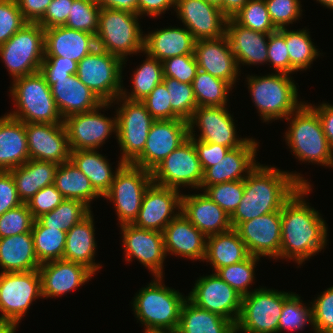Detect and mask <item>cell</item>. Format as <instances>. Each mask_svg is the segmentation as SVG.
<instances>
[{"label":"cell","mask_w":333,"mask_h":333,"mask_svg":"<svg viewBox=\"0 0 333 333\" xmlns=\"http://www.w3.org/2000/svg\"><path fill=\"white\" fill-rule=\"evenodd\" d=\"M312 191L300 186L281 209L280 259H294L298 265L321 251L327 244V225L304 197Z\"/></svg>","instance_id":"obj_1"},{"label":"cell","mask_w":333,"mask_h":333,"mask_svg":"<svg viewBox=\"0 0 333 333\" xmlns=\"http://www.w3.org/2000/svg\"><path fill=\"white\" fill-rule=\"evenodd\" d=\"M300 175L258 163L244 180L243 197L230 216L232 228L264 214L281 211L300 186H310V182Z\"/></svg>","instance_id":"obj_2"},{"label":"cell","mask_w":333,"mask_h":333,"mask_svg":"<svg viewBox=\"0 0 333 333\" xmlns=\"http://www.w3.org/2000/svg\"><path fill=\"white\" fill-rule=\"evenodd\" d=\"M285 120L290 121L285 141L299 161L333 167V149L323 132L318 113L309 104L304 102Z\"/></svg>","instance_id":"obj_3"},{"label":"cell","mask_w":333,"mask_h":333,"mask_svg":"<svg viewBox=\"0 0 333 333\" xmlns=\"http://www.w3.org/2000/svg\"><path fill=\"white\" fill-rule=\"evenodd\" d=\"M148 286L139 290L133 301V311L144 330L176 331L180 312L187 296L163 284L162 276H155Z\"/></svg>","instance_id":"obj_4"},{"label":"cell","mask_w":333,"mask_h":333,"mask_svg":"<svg viewBox=\"0 0 333 333\" xmlns=\"http://www.w3.org/2000/svg\"><path fill=\"white\" fill-rule=\"evenodd\" d=\"M248 76V89L263 122L286 119L303 104L298 101V89L288 74Z\"/></svg>","instance_id":"obj_5"},{"label":"cell","mask_w":333,"mask_h":333,"mask_svg":"<svg viewBox=\"0 0 333 333\" xmlns=\"http://www.w3.org/2000/svg\"><path fill=\"white\" fill-rule=\"evenodd\" d=\"M10 94L16 105L8 115L24 123H63L45 77L39 72L15 78Z\"/></svg>","instance_id":"obj_6"},{"label":"cell","mask_w":333,"mask_h":333,"mask_svg":"<svg viewBox=\"0 0 333 333\" xmlns=\"http://www.w3.org/2000/svg\"><path fill=\"white\" fill-rule=\"evenodd\" d=\"M138 14L101 8L98 16L96 44L99 49L123 60L131 54L144 50V34L139 25Z\"/></svg>","instance_id":"obj_7"},{"label":"cell","mask_w":333,"mask_h":333,"mask_svg":"<svg viewBox=\"0 0 333 333\" xmlns=\"http://www.w3.org/2000/svg\"><path fill=\"white\" fill-rule=\"evenodd\" d=\"M0 57L13 80L39 72L44 60V28L27 22L0 45Z\"/></svg>","instance_id":"obj_8"},{"label":"cell","mask_w":333,"mask_h":333,"mask_svg":"<svg viewBox=\"0 0 333 333\" xmlns=\"http://www.w3.org/2000/svg\"><path fill=\"white\" fill-rule=\"evenodd\" d=\"M123 60L98 47L82 58L76 75L104 103H113L121 95Z\"/></svg>","instance_id":"obj_9"},{"label":"cell","mask_w":333,"mask_h":333,"mask_svg":"<svg viewBox=\"0 0 333 333\" xmlns=\"http://www.w3.org/2000/svg\"><path fill=\"white\" fill-rule=\"evenodd\" d=\"M291 294L259 287L243 296L236 333H278L283 303Z\"/></svg>","instance_id":"obj_10"},{"label":"cell","mask_w":333,"mask_h":333,"mask_svg":"<svg viewBox=\"0 0 333 333\" xmlns=\"http://www.w3.org/2000/svg\"><path fill=\"white\" fill-rule=\"evenodd\" d=\"M122 102L116 110L117 133L121 160L124 164H132L143 152L149 130L155 119L150 115L142 101H132L119 96Z\"/></svg>","instance_id":"obj_11"},{"label":"cell","mask_w":333,"mask_h":333,"mask_svg":"<svg viewBox=\"0 0 333 333\" xmlns=\"http://www.w3.org/2000/svg\"><path fill=\"white\" fill-rule=\"evenodd\" d=\"M152 182L151 171L132 164H124L117 171L103 197L114 203L120 225L132 224L137 218L144 193Z\"/></svg>","instance_id":"obj_12"},{"label":"cell","mask_w":333,"mask_h":333,"mask_svg":"<svg viewBox=\"0 0 333 333\" xmlns=\"http://www.w3.org/2000/svg\"><path fill=\"white\" fill-rule=\"evenodd\" d=\"M41 297L39 270L0 273V320L19 325L32 302Z\"/></svg>","instance_id":"obj_13"},{"label":"cell","mask_w":333,"mask_h":333,"mask_svg":"<svg viewBox=\"0 0 333 333\" xmlns=\"http://www.w3.org/2000/svg\"><path fill=\"white\" fill-rule=\"evenodd\" d=\"M155 184L180 190L179 187L200 189L203 170L193 141L188 138L152 171Z\"/></svg>","instance_id":"obj_14"},{"label":"cell","mask_w":333,"mask_h":333,"mask_svg":"<svg viewBox=\"0 0 333 333\" xmlns=\"http://www.w3.org/2000/svg\"><path fill=\"white\" fill-rule=\"evenodd\" d=\"M111 104L103 103L95 110L63 119L71 151L97 150L112 132L117 133V117L109 118L99 112L102 108H109Z\"/></svg>","instance_id":"obj_15"},{"label":"cell","mask_w":333,"mask_h":333,"mask_svg":"<svg viewBox=\"0 0 333 333\" xmlns=\"http://www.w3.org/2000/svg\"><path fill=\"white\" fill-rule=\"evenodd\" d=\"M187 298L196 306L216 313L235 325L241 312L243 296L215 272L197 279Z\"/></svg>","instance_id":"obj_16"},{"label":"cell","mask_w":333,"mask_h":333,"mask_svg":"<svg viewBox=\"0 0 333 333\" xmlns=\"http://www.w3.org/2000/svg\"><path fill=\"white\" fill-rule=\"evenodd\" d=\"M189 138L188 122L183 119L155 120L142 154L132 165L152 171Z\"/></svg>","instance_id":"obj_17"},{"label":"cell","mask_w":333,"mask_h":333,"mask_svg":"<svg viewBox=\"0 0 333 333\" xmlns=\"http://www.w3.org/2000/svg\"><path fill=\"white\" fill-rule=\"evenodd\" d=\"M233 116L225 106L197 107L188 122L189 134L199 128L198 140L219 144L230 149L242 146L249 138H237Z\"/></svg>","instance_id":"obj_18"},{"label":"cell","mask_w":333,"mask_h":333,"mask_svg":"<svg viewBox=\"0 0 333 333\" xmlns=\"http://www.w3.org/2000/svg\"><path fill=\"white\" fill-rule=\"evenodd\" d=\"M179 193L176 189L152 182L144 193L138 216L132 224L141 229L163 232L181 213L182 194Z\"/></svg>","instance_id":"obj_19"},{"label":"cell","mask_w":333,"mask_h":333,"mask_svg":"<svg viewBox=\"0 0 333 333\" xmlns=\"http://www.w3.org/2000/svg\"><path fill=\"white\" fill-rule=\"evenodd\" d=\"M119 227L126 261L130 262L135 258L147 267L154 277H163L166 257L163 232L141 229L133 224H122Z\"/></svg>","instance_id":"obj_20"},{"label":"cell","mask_w":333,"mask_h":333,"mask_svg":"<svg viewBox=\"0 0 333 333\" xmlns=\"http://www.w3.org/2000/svg\"><path fill=\"white\" fill-rule=\"evenodd\" d=\"M235 230L250 255L279 259L281 248V211L264 214L240 223Z\"/></svg>","instance_id":"obj_21"},{"label":"cell","mask_w":333,"mask_h":333,"mask_svg":"<svg viewBox=\"0 0 333 333\" xmlns=\"http://www.w3.org/2000/svg\"><path fill=\"white\" fill-rule=\"evenodd\" d=\"M29 158L55 162L70 160L71 149L64 123H25Z\"/></svg>","instance_id":"obj_22"},{"label":"cell","mask_w":333,"mask_h":333,"mask_svg":"<svg viewBox=\"0 0 333 333\" xmlns=\"http://www.w3.org/2000/svg\"><path fill=\"white\" fill-rule=\"evenodd\" d=\"M175 10L195 40L225 35L228 18L218 6L205 0H176Z\"/></svg>","instance_id":"obj_23"},{"label":"cell","mask_w":333,"mask_h":333,"mask_svg":"<svg viewBox=\"0 0 333 333\" xmlns=\"http://www.w3.org/2000/svg\"><path fill=\"white\" fill-rule=\"evenodd\" d=\"M194 56L198 69L225 80L232 86L236 84L240 69L226 35L216 39L196 40Z\"/></svg>","instance_id":"obj_24"},{"label":"cell","mask_w":333,"mask_h":333,"mask_svg":"<svg viewBox=\"0 0 333 333\" xmlns=\"http://www.w3.org/2000/svg\"><path fill=\"white\" fill-rule=\"evenodd\" d=\"M258 146L257 141L249 138L242 146L230 149L222 160L203 172L200 189L204 190L207 186L214 184L245 180L258 165L255 160Z\"/></svg>","instance_id":"obj_25"},{"label":"cell","mask_w":333,"mask_h":333,"mask_svg":"<svg viewBox=\"0 0 333 333\" xmlns=\"http://www.w3.org/2000/svg\"><path fill=\"white\" fill-rule=\"evenodd\" d=\"M42 297H60L88 282L95 274L86 266L59 259L40 265Z\"/></svg>","instance_id":"obj_26"},{"label":"cell","mask_w":333,"mask_h":333,"mask_svg":"<svg viewBox=\"0 0 333 333\" xmlns=\"http://www.w3.org/2000/svg\"><path fill=\"white\" fill-rule=\"evenodd\" d=\"M46 82L63 119L95 110L104 103L76 74L62 79H46Z\"/></svg>","instance_id":"obj_27"},{"label":"cell","mask_w":333,"mask_h":333,"mask_svg":"<svg viewBox=\"0 0 333 333\" xmlns=\"http://www.w3.org/2000/svg\"><path fill=\"white\" fill-rule=\"evenodd\" d=\"M181 213L206 237L232 229L230 216L205 193L182 194Z\"/></svg>","instance_id":"obj_28"},{"label":"cell","mask_w":333,"mask_h":333,"mask_svg":"<svg viewBox=\"0 0 333 333\" xmlns=\"http://www.w3.org/2000/svg\"><path fill=\"white\" fill-rule=\"evenodd\" d=\"M163 238L166 256L168 253L181 258L204 261L207 237L182 213L164 228Z\"/></svg>","instance_id":"obj_29"},{"label":"cell","mask_w":333,"mask_h":333,"mask_svg":"<svg viewBox=\"0 0 333 333\" xmlns=\"http://www.w3.org/2000/svg\"><path fill=\"white\" fill-rule=\"evenodd\" d=\"M95 48L96 36L91 33L65 26L44 29V57H64L78 63Z\"/></svg>","instance_id":"obj_30"},{"label":"cell","mask_w":333,"mask_h":333,"mask_svg":"<svg viewBox=\"0 0 333 333\" xmlns=\"http://www.w3.org/2000/svg\"><path fill=\"white\" fill-rule=\"evenodd\" d=\"M269 34L242 27L232 18L227 19L225 35L239 69L240 64L249 66L258 63L267 64Z\"/></svg>","instance_id":"obj_31"},{"label":"cell","mask_w":333,"mask_h":333,"mask_svg":"<svg viewBox=\"0 0 333 333\" xmlns=\"http://www.w3.org/2000/svg\"><path fill=\"white\" fill-rule=\"evenodd\" d=\"M195 39L186 28L168 27L144 35L143 52L160 62L185 54H194Z\"/></svg>","instance_id":"obj_32"},{"label":"cell","mask_w":333,"mask_h":333,"mask_svg":"<svg viewBox=\"0 0 333 333\" xmlns=\"http://www.w3.org/2000/svg\"><path fill=\"white\" fill-rule=\"evenodd\" d=\"M25 123L5 114L0 117V171H10L29 160Z\"/></svg>","instance_id":"obj_33"},{"label":"cell","mask_w":333,"mask_h":333,"mask_svg":"<svg viewBox=\"0 0 333 333\" xmlns=\"http://www.w3.org/2000/svg\"><path fill=\"white\" fill-rule=\"evenodd\" d=\"M94 219L92 212L81 222L75 224L67 233L63 259L82 264L94 274L101 268L95 262L97 243L95 241Z\"/></svg>","instance_id":"obj_34"},{"label":"cell","mask_w":333,"mask_h":333,"mask_svg":"<svg viewBox=\"0 0 333 333\" xmlns=\"http://www.w3.org/2000/svg\"><path fill=\"white\" fill-rule=\"evenodd\" d=\"M31 231L0 238V268L2 273L38 270Z\"/></svg>","instance_id":"obj_35"},{"label":"cell","mask_w":333,"mask_h":333,"mask_svg":"<svg viewBox=\"0 0 333 333\" xmlns=\"http://www.w3.org/2000/svg\"><path fill=\"white\" fill-rule=\"evenodd\" d=\"M58 164L41 160H27L23 165L10 170L19 198L29 201L39 190L54 184Z\"/></svg>","instance_id":"obj_36"},{"label":"cell","mask_w":333,"mask_h":333,"mask_svg":"<svg viewBox=\"0 0 333 333\" xmlns=\"http://www.w3.org/2000/svg\"><path fill=\"white\" fill-rule=\"evenodd\" d=\"M250 256L245 243L235 229L207 236L204 261L218 269L237 264Z\"/></svg>","instance_id":"obj_37"},{"label":"cell","mask_w":333,"mask_h":333,"mask_svg":"<svg viewBox=\"0 0 333 333\" xmlns=\"http://www.w3.org/2000/svg\"><path fill=\"white\" fill-rule=\"evenodd\" d=\"M70 160L90 180L94 190L103 197L110 189L117 171L124 165L120 159L113 172L108 160L96 149L72 150Z\"/></svg>","instance_id":"obj_38"},{"label":"cell","mask_w":333,"mask_h":333,"mask_svg":"<svg viewBox=\"0 0 333 333\" xmlns=\"http://www.w3.org/2000/svg\"><path fill=\"white\" fill-rule=\"evenodd\" d=\"M176 333H236V325L216 313L184 301Z\"/></svg>","instance_id":"obj_39"},{"label":"cell","mask_w":333,"mask_h":333,"mask_svg":"<svg viewBox=\"0 0 333 333\" xmlns=\"http://www.w3.org/2000/svg\"><path fill=\"white\" fill-rule=\"evenodd\" d=\"M54 185L65 199H76L89 207L91 201L100 197L92 187L90 180L71 160L58 165Z\"/></svg>","instance_id":"obj_40"},{"label":"cell","mask_w":333,"mask_h":333,"mask_svg":"<svg viewBox=\"0 0 333 333\" xmlns=\"http://www.w3.org/2000/svg\"><path fill=\"white\" fill-rule=\"evenodd\" d=\"M66 233L55 228L44 227L37 219L34 221L31 234L40 265L63 259Z\"/></svg>","instance_id":"obj_41"},{"label":"cell","mask_w":333,"mask_h":333,"mask_svg":"<svg viewBox=\"0 0 333 333\" xmlns=\"http://www.w3.org/2000/svg\"><path fill=\"white\" fill-rule=\"evenodd\" d=\"M192 86L197 107L227 106L228 93L233 89L227 81L213 77L200 69L193 79Z\"/></svg>","instance_id":"obj_42"},{"label":"cell","mask_w":333,"mask_h":333,"mask_svg":"<svg viewBox=\"0 0 333 333\" xmlns=\"http://www.w3.org/2000/svg\"><path fill=\"white\" fill-rule=\"evenodd\" d=\"M131 77L133 86L131 93L122 89L120 96L132 101H142L157 84L163 81L162 62L147 55L146 60L135 69Z\"/></svg>","instance_id":"obj_43"},{"label":"cell","mask_w":333,"mask_h":333,"mask_svg":"<svg viewBox=\"0 0 333 333\" xmlns=\"http://www.w3.org/2000/svg\"><path fill=\"white\" fill-rule=\"evenodd\" d=\"M90 208L82 201L65 199L54 210L41 215L37 220L44 227L68 232L92 212Z\"/></svg>","instance_id":"obj_44"},{"label":"cell","mask_w":333,"mask_h":333,"mask_svg":"<svg viewBox=\"0 0 333 333\" xmlns=\"http://www.w3.org/2000/svg\"><path fill=\"white\" fill-rule=\"evenodd\" d=\"M285 41L290 64L296 71L309 68L313 61L321 54L311 41L307 29L294 31L285 28Z\"/></svg>","instance_id":"obj_45"},{"label":"cell","mask_w":333,"mask_h":333,"mask_svg":"<svg viewBox=\"0 0 333 333\" xmlns=\"http://www.w3.org/2000/svg\"><path fill=\"white\" fill-rule=\"evenodd\" d=\"M260 258L250 255L244 261L218 269L215 273L242 296L250 294L248 290L255 280L254 268Z\"/></svg>","instance_id":"obj_46"},{"label":"cell","mask_w":333,"mask_h":333,"mask_svg":"<svg viewBox=\"0 0 333 333\" xmlns=\"http://www.w3.org/2000/svg\"><path fill=\"white\" fill-rule=\"evenodd\" d=\"M232 19L254 31L273 33L278 30L270 19L265 0H249Z\"/></svg>","instance_id":"obj_47"},{"label":"cell","mask_w":333,"mask_h":333,"mask_svg":"<svg viewBox=\"0 0 333 333\" xmlns=\"http://www.w3.org/2000/svg\"><path fill=\"white\" fill-rule=\"evenodd\" d=\"M298 294L292 293L283 303L279 318L278 333L302 330L306 324L313 327L312 307H307Z\"/></svg>","instance_id":"obj_48"},{"label":"cell","mask_w":333,"mask_h":333,"mask_svg":"<svg viewBox=\"0 0 333 333\" xmlns=\"http://www.w3.org/2000/svg\"><path fill=\"white\" fill-rule=\"evenodd\" d=\"M100 6L93 0H74L65 27L96 36Z\"/></svg>","instance_id":"obj_49"},{"label":"cell","mask_w":333,"mask_h":333,"mask_svg":"<svg viewBox=\"0 0 333 333\" xmlns=\"http://www.w3.org/2000/svg\"><path fill=\"white\" fill-rule=\"evenodd\" d=\"M163 82L169 92L172 111L180 119L188 121L197 108L192 84L180 82L170 77H163Z\"/></svg>","instance_id":"obj_50"},{"label":"cell","mask_w":333,"mask_h":333,"mask_svg":"<svg viewBox=\"0 0 333 333\" xmlns=\"http://www.w3.org/2000/svg\"><path fill=\"white\" fill-rule=\"evenodd\" d=\"M204 193L229 216L237 209L244 193V180L207 186Z\"/></svg>","instance_id":"obj_51"},{"label":"cell","mask_w":333,"mask_h":333,"mask_svg":"<svg viewBox=\"0 0 333 333\" xmlns=\"http://www.w3.org/2000/svg\"><path fill=\"white\" fill-rule=\"evenodd\" d=\"M35 219L26 203L10 209L0 216V238L32 231Z\"/></svg>","instance_id":"obj_52"},{"label":"cell","mask_w":333,"mask_h":333,"mask_svg":"<svg viewBox=\"0 0 333 333\" xmlns=\"http://www.w3.org/2000/svg\"><path fill=\"white\" fill-rule=\"evenodd\" d=\"M268 62L276 73L292 74L296 70L290 64L289 53L285 41V28L270 33L267 47Z\"/></svg>","instance_id":"obj_53"},{"label":"cell","mask_w":333,"mask_h":333,"mask_svg":"<svg viewBox=\"0 0 333 333\" xmlns=\"http://www.w3.org/2000/svg\"><path fill=\"white\" fill-rule=\"evenodd\" d=\"M310 303L315 333H333V286Z\"/></svg>","instance_id":"obj_54"},{"label":"cell","mask_w":333,"mask_h":333,"mask_svg":"<svg viewBox=\"0 0 333 333\" xmlns=\"http://www.w3.org/2000/svg\"><path fill=\"white\" fill-rule=\"evenodd\" d=\"M26 23L16 0H0V45L7 42Z\"/></svg>","instance_id":"obj_55"},{"label":"cell","mask_w":333,"mask_h":333,"mask_svg":"<svg viewBox=\"0 0 333 333\" xmlns=\"http://www.w3.org/2000/svg\"><path fill=\"white\" fill-rule=\"evenodd\" d=\"M163 76L180 82L192 84L198 71L194 54H185L168 58L162 62Z\"/></svg>","instance_id":"obj_56"},{"label":"cell","mask_w":333,"mask_h":333,"mask_svg":"<svg viewBox=\"0 0 333 333\" xmlns=\"http://www.w3.org/2000/svg\"><path fill=\"white\" fill-rule=\"evenodd\" d=\"M270 19L277 29L286 28L302 13L300 0H265Z\"/></svg>","instance_id":"obj_57"},{"label":"cell","mask_w":333,"mask_h":333,"mask_svg":"<svg viewBox=\"0 0 333 333\" xmlns=\"http://www.w3.org/2000/svg\"><path fill=\"white\" fill-rule=\"evenodd\" d=\"M170 101L169 92L163 81L157 84L151 93L142 100L150 115L155 120L180 119L172 111Z\"/></svg>","instance_id":"obj_58"},{"label":"cell","mask_w":333,"mask_h":333,"mask_svg":"<svg viewBox=\"0 0 333 333\" xmlns=\"http://www.w3.org/2000/svg\"><path fill=\"white\" fill-rule=\"evenodd\" d=\"M64 200V196L52 184L39 190L26 204L36 220L41 215L54 210Z\"/></svg>","instance_id":"obj_59"},{"label":"cell","mask_w":333,"mask_h":333,"mask_svg":"<svg viewBox=\"0 0 333 333\" xmlns=\"http://www.w3.org/2000/svg\"><path fill=\"white\" fill-rule=\"evenodd\" d=\"M78 63L64 57H44L40 73L45 79H62L76 74Z\"/></svg>","instance_id":"obj_60"},{"label":"cell","mask_w":333,"mask_h":333,"mask_svg":"<svg viewBox=\"0 0 333 333\" xmlns=\"http://www.w3.org/2000/svg\"><path fill=\"white\" fill-rule=\"evenodd\" d=\"M195 136V133L189 134V138L193 141V144L196 148L203 172L208 167L216 165L217 162L222 160L225 154L230 150L229 147H225L219 144L202 142Z\"/></svg>","instance_id":"obj_61"},{"label":"cell","mask_w":333,"mask_h":333,"mask_svg":"<svg viewBox=\"0 0 333 333\" xmlns=\"http://www.w3.org/2000/svg\"><path fill=\"white\" fill-rule=\"evenodd\" d=\"M73 1L74 0H52L44 16L37 23L44 29L64 26L68 19Z\"/></svg>","instance_id":"obj_62"},{"label":"cell","mask_w":333,"mask_h":333,"mask_svg":"<svg viewBox=\"0 0 333 333\" xmlns=\"http://www.w3.org/2000/svg\"><path fill=\"white\" fill-rule=\"evenodd\" d=\"M22 203L11 172L0 171V216Z\"/></svg>","instance_id":"obj_63"},{"label":"cell","mask_w":333,"mask_h":333,"mask_svg":"<svg viewBox=\"0 0 333 333\" xmlns=\"http://www.w3.org/2000/svg\"><path fill=\"white\" fill-rule=\"evenodd\" d=\"M24 19L37 23L47 10L52 0H16Z\"/></svg>","instance_id":"obj_64"},{"label":"cell","mask_w":333,"mask_h":333,"mask_svg":"<svg viewBox=\"0 0 333 333\" xmlns=\"http://www.w3.org/2000/svg\"><path fill=\"white\" fill-rule=\"evenodd\" d=\"M176 0H138V15H147L152 18L160 16L169 10L170 7L175 9Z\"/></svg>","instance_id":"obj_65"},{"label":"cell","mask_w":333,"mask_h":333,"mask_svg":"<svg viewBox=\"0 0 333 333\" xmlns=\"http://www.w3.org/2000/svg\"><path fill=\"white\" fill-rule=\"evenodd\" d=\"M317 113L320 118L323 132L327 137L328 143L333 149V104L322 103L319 106L309 104Z\"/></svg>","instance_id":"obj_66"},{"label":"cell","mask_w":333,"mask_h":333,"mask_svg":"<svg viewBox=\"0 0 333 333\" xmlns=\"http://www.w3.org/2000/svg\"><path fill=\"white\" fill-rule=\"evenodd\" d=\"M100 8H108L138 14V0H98Z\"/></svg>","instance_id":"obj_67"},{"label":"cell","mask_w":333,"mask_h":333,"mask_svg":"<svg viewBox=\"0 0 333 333\" xmlns=\"http://www.w3.org/2000/svg\"><path fill=\"white\" fill-rule=\"evenodd\" d=\"M249 0H222V12L229 19L236 15Z\"/></svg>","instance_id":"obj_68"},{"label":"cell","mask_w":333,"mask_h":333,"mask_svg":"<svg viewBox=\"0 0 333 333\" xmlns=\"http://www.w3.org/2000/svg\"><path fill=\"white\" fill-rule=\"evenodd\" d=\"M17 324L0 320V333H15Z\"/></svg>","instance_id":"obj_69"},{"label":"cell","mask_w":333,"mask_h":333,"mask_svg":"<svg viewBox=\"0 0 333 333\" xmlns=\"http://www.w3.org/2000/svg\"><path fill=\"white\" fill-rule=\"evenodd\" d=\"M316 1H319L318 3L324 5V7L333 9V0H316Z\"/></svg>","instance_id":"obj_70"},{"label":"cell","mask_w":333,"mask_h":333,"mask_svg":"<svg viewBox=\"0 0 333 333\" xmlns=\"http://www.w3.org/2000/svg\"><path fill=\"white\" fill-rule=\"evenodd\" d=\"M144 333H176V331H171V330H145Z\"/></svg>","instance_id":"obj_71"},{"label":"cell","mask_w":333,"mask_h":333,"mask_svg":"<svg viewBox=\"0 0 333 333\" xmlns=\"http://www.w3.org/2000/svg\"><path fill=\"white\" fill-rule=\"evenodd\" d=\"M205 1L218 6L220 8V10L222 11V0H205Z\"/></svg>","instance_id":"obj_72"}]
</instances>
